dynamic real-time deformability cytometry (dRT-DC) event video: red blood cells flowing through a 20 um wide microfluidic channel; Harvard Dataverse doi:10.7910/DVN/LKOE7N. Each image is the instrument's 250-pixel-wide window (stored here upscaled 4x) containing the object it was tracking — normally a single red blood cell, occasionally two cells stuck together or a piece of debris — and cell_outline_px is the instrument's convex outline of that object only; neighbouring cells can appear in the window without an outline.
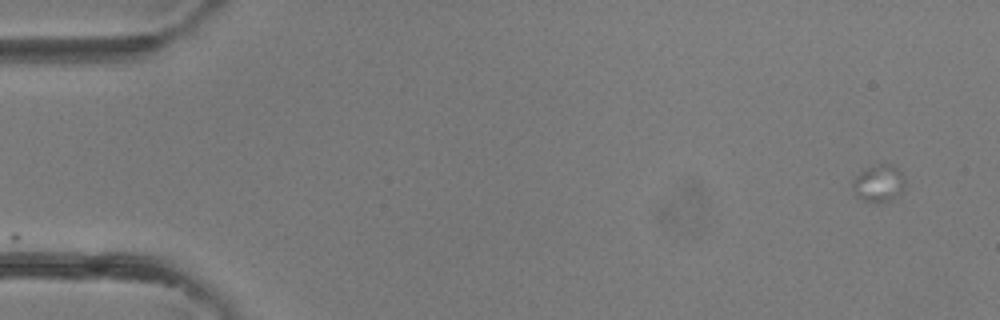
{"species": "common noctule bat (a hibernating species)", "species_latin": "Nyctalus noctula", "temperature_condition": "room temperature", "stored_images_in_passage": 10, "camera_frame_rate_fps": 3000, "um_per_image_px": 0.085, "animal": {"sex": "female"}, "frame": {"image": 1, "passage_image": 1, "time_ms": 0.0, "image_size_px": [1000, 320], "cell_outline_px": [[904, 188], [900, 192], [884, 200], [864, 200], [852, 188], [852, 180], [860, 172], [868, 168], [880, 164], [888, 164], [896, 168], [904, 176]], "centroid_in_image_um": [74.68, 15.52], "position_along_channel_um": 10.3, "area_um2": 10.46}}